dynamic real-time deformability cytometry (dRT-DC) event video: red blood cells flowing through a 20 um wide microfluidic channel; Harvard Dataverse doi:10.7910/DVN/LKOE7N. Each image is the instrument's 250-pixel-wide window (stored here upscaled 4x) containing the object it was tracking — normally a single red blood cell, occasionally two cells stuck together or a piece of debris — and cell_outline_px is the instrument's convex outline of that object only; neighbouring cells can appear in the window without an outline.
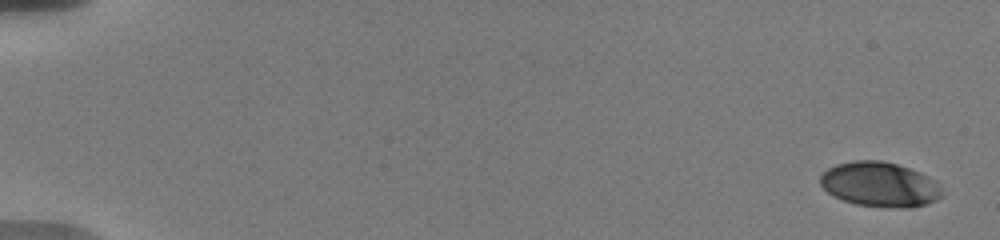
{"species": "human", "species_latin": "Homo sapiens", "temperature_condition": "warm", "stored_images_in_passage": 12, "camera_frame_rate_fps": 3000, "um_per_image_px": 0.085, "donor": {"sex": "male"}, "frame": {"image": 1, "passage_image": 1, "time_ms": 0.0, "image_size_px": [1000, 240], "cell_outline_px": [[940, 196], [936, 200], [912, 208], [892, 208], [856, 204], [844, 200], [828, 192], [820, 184], [820, 176], [828, 168], [836, 164], [852, 160], [880, 160], [896, 164], [920, 172], [928, 176], [940, 188]], "centroid_in_image_um": [74.75, 15.67], "position_along_channel_um": 10.3, "area_um2": 31.44}}
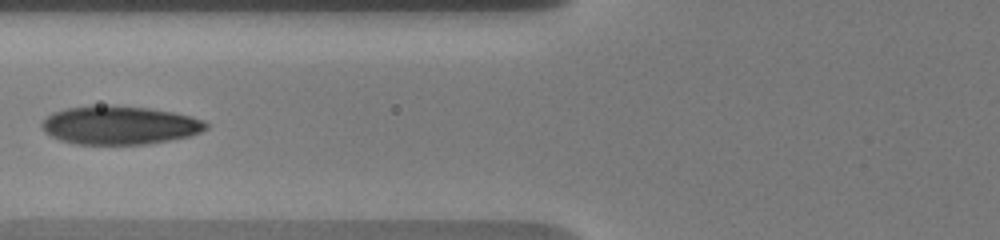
{"frame": {"image": 2, "passage_image": 9, "time_ms": 7.667, "image_size_px": [1000, 240], "cell_outline_px": [[208, 128], [200, 132], [188, 136], [148, 144], [76, 144], [60, 140], [44, 132], [40, 124], [52, 112], [64, 108], [148, 108], [172, 112], [192, 116], [204, 120], [208, 124]], "centroid_in_image_um": [10.19, 10.68], "position_along_channel_um": 115.6, "area_um2": 35.72}}
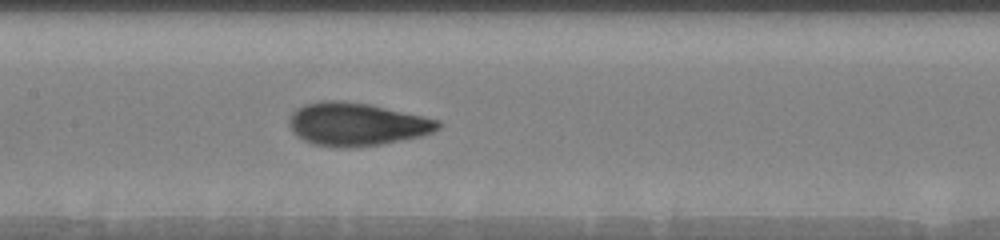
{"frame": {"image": 3, "passage_image": 12, "time_ms": 9.333, "image_size_px": [1000, 240], "cell_outline_px": [[440, 128], [432, 132], [420, 136], [380, 144], [352, 148], [336, 148], [312, 144], [296, 136], [292, 132], [288, 124], [288, 120], [292, 112], [296, 108], [304, 104], [320, 100], [340, 100], [368, 104], [440, 120]], "centroid_in_image_um": [30.24, 10.56], "position_along_channel_um": 177.2, "area_um2": 37.51}}